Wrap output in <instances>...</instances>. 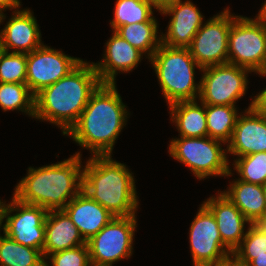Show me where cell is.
<instances>
[{
    "instance_id": "cell-1",
    "label": "cell",
    "mask_w": 266,
    "mask_h": 266,
    "mask_svg": "<svg viewBox=\"0 0 266 266\" xmlns=\"http://www.w3.org/2000/svg\"><path fill=\"white\" fill-rule=\"evenodd\" d=\"M127 112L116 83H101L65 135L82 148L89 149L92 156L111 155L115 140L126 125Z\"/></svg>"
},
{
    "instance_id": "cell-2",
    "label": "cell",
    "mask_w": 266,
    "mask_h": 266,
    "mask_svg": "<svg viewBox=\"0 0 266 266\" xmlns=\"http://www.w3.org/2000/svg\"><path fill=\"white\" fill-rule=\"evenodd\" d=\"M100 84L93 64L82 61L67 76L35 95L34 118L57 125L65 135Z\"/></svg>"
},
{
    "instance_id": "cell-3",
    "label": "cell",
    "mask_w": 266,
    "mask_h": 266,
    "mask_svg": "<svg viewBox=\"0 0 266 266\" xmlns=\"http://www.w3.org/2000/svg\"><path fill=\"white\" fill-rule=\"evenodd\" d=\"M81 155L77 152L55 164L29 167L27 176L16 185L13 197L47 211L63 210L82 190Z\"/></svg>"
},
{
    "instance_id": "cell-4",
    "label": "cell",
    "mask_w": 266,
    "mask_h": 266,
    "mask_svg": "<svg viewBox=\"0 0 266 266\" xmlns=\"http://www.w3.org/2000/svg\"><path fill=\"white\" fill-rule=\"evenodd\" d=\"M132 174L111 155L92 156L82 168V191L114 216H133L139 200Z\"/></svg>"
},
{
    "instance_id": "cell-5",
    "label": "cell",
    "mask_w": 266,
    "mask_h": 266,
    "mask_svg": "<svg viewBox=\"0 0 266 266\" xmlns=\"http://www.w3.org/2000/svg\"><path fill=\"white\" fill-rule=\"evenodd\" d=\"M157 74L163 96L171 105L181 101L197 100L200 81L195 82V67L202 70L188 48L169 47L161 43L149 59Z\"/></svg>"
},
{
    "instance_id": "cell-6",
    "label": "cell",
    "mask_w": 266,
    "mask_h": 266,
    "mask_svg": "<svg viewBox=\"0 0 266 266\" xmlns=\"http://www.w3.org/2000/svg\"><path fill=\"white\" fill-rule=\"evenodd\" d=\"M224 142L206 137H180L172 139L169 154L186 165L198 179L208 176H231Z\"/></svg>"
},
{
    "instance_id": "cell-7",
    "label": "cell",
    "mask_w": 266,
    "mask_h": 266,
    "mask_svg": "<svg viewBox=\"0 0 266 266\" xmlns=\"http://www.w3.org/2000/svg\"><path fill=\"white\" fill-rule=\"evenodd\" d=\"M228 63L266 76V29L257 16H234L228 35Z\"/></svg>"
},
{
    "instance_id": "cell-8",
    "label": "cell",
    "mask_w": 266,
    "mask_h": 266,
    "mask_svg": "<svg viewBox=\"0 0 266 266\" xmlns=\"http://www.w3.org/2000/svg\"><path fill=\"white\" fill-rule=\"evenodd\" d=\"M135 216H114L86 242L91 266H112L114 262L132 256L137 227Z\"/></svg>"
},
{
    "instance_id": "cell-9",
    "label": "cell",
    "mask_w": 266,
    "mask_h": 266,
    "mask_svg": "<svg viewBox=\"0 0 266 266\" xmlns=\"http://www.w3.org/2000/svg\"><path fill=\"white\" fill-rule=\"evenodd\" d=\"M198 100L209 105H231L241 99L247 90L248 73L251 70L232 64L202 68ZM247 73V74H246Z\"/></svg>"
},
{
    "instance_id": "cell-10",
    "label": "cell",
    "mask_w": 266,
    "mask_h": 266,
    "mask_svg": "<svg viewBox=\"0 0 266 266\" xmlns=\"http://www.w3.org/2000/svg\"><path fill=\"white\" fill-rule=\"evenodd\" d=\"M234 15L227 7L204 23L188 47L201 67L228 63V35Z\"/></svg>"
},
{
    "instance_id": "cell-11",
    "label": "cell",
    "mask_w": 266,
    "mask_h": 266,
    "mask_svg": "<svg viewBox=\"0 0 266 266\" xmlns=\"http://www.w3.org/2000/svg\"><path fill=\"white\" fill-rule=\"evenodd\" d=\"M189 232L194 266H218L232 256L233 252L222 242L213 214L203 203Z\"/></svg>"
},
{
    "instance_id": "cell-12",
    "label": "cell",
    "mask_w": 266,
    "mask_h": 266,
    "mask_svg": "<svg viewBox=\"0 0 266 266\" xmlns=\"http://www.w3.org/2000/svg\"><path fill=\"white\" fill-rule=\"evenodd\" d=\"M14 211L17 213L11 215ZM47 214L48 211L43 207L25 204L13 197L5 207L3 234L43 253Z\"/></svg>"
},
{
    "instance_id": "cell-13",
    "label": "cell",
    "mask_w": 266,
    "mask_h": 266,
    "mask_svg": "<svg viewBox=\"0 0 266 266\" xmlns=\"http://www.w3.org/2000/svg\"><path fill=\"white\" fill-rule=\"evenodd\" d=\"M83 60L65 55L61 50L42 44L27 53L26 85L36 95L43 88L50 86L67 76Z\"/></svg>"
},
{
    "instance_id": "cell-14",
    "label": "cell",
    "mask_w": 266,
    "mask_h": 266,
    "mask_svg": "<svg viewBox=\"0 0 266 266\" xmlns=\"http://www.w3.org/2000/svg\"><path fill=\"white\" fill-rule=\"evenodd\" d=\"M254 99L245 112L238 116L232 137L227 144V153L243 157L266 152V116L254 106Z\"/></svg>"
},
{
    "instance_id": "cell-15",
    "label": "cell",
    "mask_w": 266,
    "mask_h": 266,
    "mask_svg": "<svg viewBox=\"0 0 266 266\" xmlns=\"http://www.w3.org/2000/svg\"><path fill=\"white\" fill-rule=\"evenodd\" d=\"M161 14L171 16L161 43L169 47L188 48L195 34L203 25V15L190 0H177L162 9Z\"/></svg>"
},
{
    "instance_id": "cell-16",
    "label": "cell",
    "mask_w": 266,
    "mask_h": 266,
    "mask_svg": "<svg viewBox=\"0 0 266 266\" xmlns=\"http://www.w3.org/2000/svg\"><path fill=\"white\" fill-rule=\"evenodd\" d=\"M143 53L113 31L106 43L103 61L93 63L101 83H116L118 72H129L137 67Z\"/></svg>"
},
{
    "instance_id": "cell-17",
    "label": "cell",
    "mask_w": 266,
    "mask_h": 266,
    "mask_svg": "<svg viewBox=\"0 0 266 266\" xmlns=\"http://www.w3.org/2000/svg\"><path fill=\"white\" fill-rule=\"evenodd\" d=\"M203 204L213 214L222 242L233 252L246 235L245 223L251 222L222 192L216 197L210 196Z\"/></svg>"
},
{
    "instance_id": "cell-18",
    "label": "cell",
    "mask_w": 266,
    "mask_h": 266,
    "mask_svg": "<svg viewBox=\"0 0 266 266\" xmlns=\"http://www.w3.org/2000/svg\"><path fill=\"white\" fill-rule=\"evenodd\" d=\"M29 9L13 11V15L0 32L4 51L31 53L43 43L36 18Z\"/></svg>"
},
{
    "instance_id": "cell-19",
    "label": "cell",
    "mask_w": 266,
    "mask_h": 266,
    "mask_svg": "<svg viewBox=\"0 0 266 266\" xmlns=\"http://www.w3.org/2000/svg\"><path fill=\"white\" fill-rule=\"evenodd\" d=\"M87 242L114 217L82 190L63 209Z\"/></svg>"
},
{
    "instance_id": "cell-20",
    "label": "cell",
    "mask_w": 266,
    "mask_h": 266,
    "mask_svg": "<svg viewBox=\"0 0 266 266\" xmlns=\"http://www.w3.org/2000/svg\"><path fill=\"white\" fill-rule=\"evenodd\" d=\"M86 244L78 228L64 210L48 211L45 219L43 256Z\"/></svg>"
},
{
    "instance_id": "cell-21",
    "label": "cell",
    "mask_w": 266,
    "mask_h": 266,
    "mask_svg": "<svg viewBox=\"0 0 266 266\" xmlns=\"http://www.w3.org/2000/svg\"><path fill=\"white\" fill-rule=\"evenodd\" d=\"M251 223H266V200L262 185L236 179L221 191Z\"/></svg>"
},
{
    "instance_id": "cell-22",
    "label": "cell",
    "mask_w": 266,
    "mask_h": 266,
    "mask_svg": "<svg viewBox=\"0 0 266 266\" xmlns=\"http://www.w3.org/2000/svg\"><path fill=\"white\" fill-rule=\"evenodd\" d=\"M200 103L192 100L169 105L171 121L175 122L180 137L208 136L205 104Z\"/></svg>"
},
{
    "instance_id": "cell-23",
    "label": "cell",
    "mask_w": 266,
    "mask_h": 266,
    "mask_svg": "<svg viewBox=\"0 0 266 266\" xmlns=\"http://www.w3.org/2000/svg\"><path fill=\"white\" fill-rule=\"evenodd\" d=\"M114 32L142 53H147L148 59L153 56L161 45V35H157L158 23L154 16L147 22L123 25Z\"/></svg>"
},
{
    "instance_id": "cell-24",
    "label": "cell",
    "mask_w": 266,
    "mask_h": 266,
    "mask_svg": "<svg viewBox=\"0 0 266 266\" xmlns=\"http://www.w3.org/2000/svg\"><path fill=\"white\" fill-rule=\"evenodd\" d=\"M236 109L231 105L205 104L208 137L228 143L239 116Z\"/></svg>"
},
{
    "instance_id": "cell-25",
    "label": "cell",
    "mask_w": 266,
    "mask_h": 266,
    "mask_svg": "<svg viewBox=\"0 0 266 266\" xmlns=\"http://www.w3.org/2000/svg\"><path fill=\"white\" fill-rule=\"evenodd\" d=\"M39 249L24 246L0 234V266H45Z\"/></svg>"
},
{
    "instance_id": "cell-26",
    "label": "cell",
    "mask_w": 266,
    "mask_h": 266,
    "mask_svg": "<svg viewBox=\"0 0 266 266\" xmlns=\"http://www.w3.org/2000/svg\"><path fill=\"white\" fill-rule=\"evenodd\" d=\"M0 107L4 111L19 110L34 117L35 95L26 83L0 82Z\"/></svg>"
},
{
    "instance_id": "cell-27",
    "label": "cell",
    "mask_w": 266,
    "mask_h": 266,
    "mask_svg": "<svg viewBox=\"0 0 266 266\" xmlns=\"http://www.w3.org/2000/svg\"><path fill=\"white\" fill-rule=\"evenodd\" d=\"M153 8L149 0H117L110 25L115 31L123 25L147 22L153 16Z\"/></svg>"
},
{
    "instance_id": "cell-28",
    "label": "cell",
    "mask_w": 266,
    "mask_h": 266,
    "mask_svg": "<svg viewBox=\"0 0 266 266\" xmlns=\"http://www.w3.org/2000/svg\"><path fill=\"white\" fill-rule=\"evenodd\" d=\"M247 230L240 245L232 253L238 262L245 265L266 253V223H250Z\"/></svg>"
},
{
    "instance_id": "cell-29",
    "label": "cell",
    "mask_w": 266,
    "mask_h": 266,
    "mask_svg": "<svg viewBox=\"0 0 266 266\" xmlns=\"http://www.w3.org/2000/svg\"><path fill=\"white\" fill-rule=\"evenodd\" d=\"M237 158L232 165L240 176L239 180L262 186L266 184V152Z\"/></svg>"
},
{
    "instance_id": "cell-30",
    "label": "cell",
    "mask_w": 266,
    "mask_h": 266,
    "mask_svg": "<svg viewBox=\"0 0 266 266\" xmlns=\"http://www.w3.org/2000/svg\"><path fill=\"white\" fill-rule=\"evenodd\" d=\"M27 54L5 51L0 57V82L25 83Z\"/></svg>"
},
{
    "instance_id": "cell-31",
    "label": "cell",
    "mask_w": 266,
    "mask_h": 266,
    "mask_svg": "<svg viewBox=\"0 0 266 266\" xmlns=\"http://www.w3.org/2000/svg\"><path fill=\"white\" fill-rule=\"evenodd\" d=\"M47 257L45 266H91L87 243L73 249L58 251Z\"/></svg>"
},
{
    "instance_id": "cell-32",
    "label": "cell",
    "mask_w": 266,
    "mask_h": 266,
    "mask_svg": "<svg viewBox=\"0 0 266 266\" xmlns=\"http://www.w3.org/2000/svg\"><path fill=\"white\" fill-rule=\"evenodd\" d=\"M254 98L253 106L264 116H266V88L259 92Z\"/></svg>"
},
{
    "instance_id": "cell-33",
    "label": "cell",
    "mask_w": 266,
    "mask_h": 266,
    "mask_svg": "<svg viewBox=\"0 0 266 266\" xmlns=\"http://www.w3.org/2000/svg\"><path fill=\"white\" fill-rule=\"evenodd\" d=\"M20 3V0H0V12L3 13L6 9H15V11H17L19 10L18 7L21 6Z\"/></svg>"
},
{
    "instance_id": "cell-34",
    "label": "cell",
    "mask_w": 266,
    "mask_h": 266,
    "mask_svg": "<svg viewBox=\"0 0 266 266\" xmlns=\"http://www.w3.org/2000/svg\"><path fill=\"white\" fill-rule=\"evenodd\" d=\"M159 12L177 0H149Z\"/></svg>"
},
{
    "instance_id": "cell-35",
    "label": "cell",
    "mask_w": 266,
    "mask_h": 266,
    "mask_svg": "<svg viewBox=\"0 0 266 266\" xmlns=\"http://www.w3.org/2000/svg\"><path fill=\"white\" fill-rule=\"evenodd\" d=\"M247 266H266V253L254 258Z\"/></svg>"
},
{
    "instance_id": "cell-36",
    "label": "cell",
    "mask_w": 266,
    "mask_h": 266,
    "mask_svg": "<svg viewBox=\"0 0 266 266\" xmlns=\"http://www.w3.org/2000/svg\"><path fill=\"white\" fill-rule=\"evenodd\" d=\"M218 266H247V265L238 262L233 256H230Z\"/></svg>"
},
{
    "instance_id": "cell-37",
    "label": "cell",
    "mask_w": 266,
    "mask_h": 266,
    "mask_svg": "<svg viewBox=\"0 0 266 266\" xmlns=\"http://www.w3.org/2000/svg\"><path fill=\"white\" fill-rule=\"evenodd\" d=\"M6 204L0 200V229H3V221H4V211ZM2 227V228H1Z\"/></svg>"
},
{
    "instance_id": "cell-38",
    "label": "cell",
    "mask_w": 266,
    "mask_h": 266,
    "mask_svg": "<svg viewBox=\"0 0 266 266\" xmlns=\"http://www.w3.org/2000/svg\"><path fill=\"white\" fill-rule=\"evenodd\" d=\"M258 18L262 21H266V1L264 2V4L262 5L259 14H257Z\"/></svg>"
},
{
    "instance_id": "cell-39",
    "label": "cell",
    "mask_w": 266,
    "mask_h": 266,
    "mask_svg": "<svg viewBox=\"0 0 266 266\" xmlns=\"http://www.w3.org/2000/svg\"><path fill=\"white\" fill-rule=\"evenodd\" d=\"M4 47H3V41H2V37H1V34H0V57L1 55L4 53Z\"/></svg>"
},
{
    "instance_id": "cell-40",
    "label": "cell",
    "mask_w": 266,
    "mask_h": 266,
    "mask_svg": "<svg viewBox=\"0 0 266 266\" xmlns=\"http://www.w3.org/2000/svg\"><path fill=\"white\" fill-rule=\"evenodd\" d=\"M4 13L0 12V24L3 22L4 19H6V16H4Z\"/></svg>"
},
{
    "instance_id": "cell-41",
    "label": "cell",
    "mask_w": 266,
    "mask_h": 266,
    "mask_svg": "<svg viewBox=\"0 0 266 266\" xmlns=\"http://www.w3.org/2000/svg\"><path fill=\"white\" fill-rule=\"evenodd\" d=\"M264 194H265V200H266V184L263 185Z\"/></svg>"
}]
</instances>
